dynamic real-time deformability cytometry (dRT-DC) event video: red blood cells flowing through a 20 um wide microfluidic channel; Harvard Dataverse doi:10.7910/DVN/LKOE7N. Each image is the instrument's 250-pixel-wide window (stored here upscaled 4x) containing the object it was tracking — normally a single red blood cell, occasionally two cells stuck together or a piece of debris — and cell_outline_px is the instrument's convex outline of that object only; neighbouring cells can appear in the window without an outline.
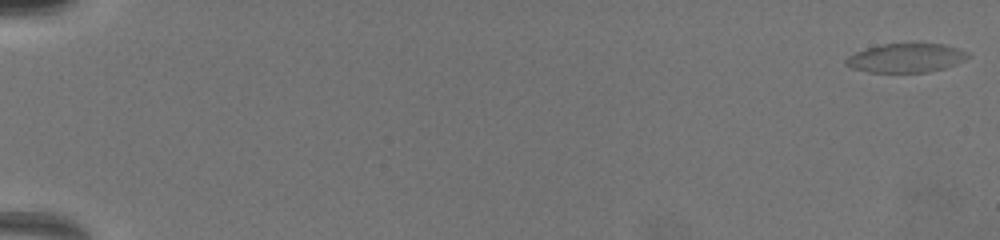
{"species": "common noctule bat (a hibernating species)", "species_latin": "Nyctalus noctula", "temperature_condition": "warm", "stored_images_in_passage": 69, "camera_frame_rate_fps": 3000, "um_per_image_px": 0.085, "animal": {"sex": "female", "body_mass_g": 19.5, "forearm_length_mm": 54.1}, "frame": {"image": 1, "passage_image": 1, "time_ms": 0.0, "image_size_px": [1000, 240], "cell_outline_px": [[968, 56], [964, 60], [956, 64], [944, 68], [928, 72], [868, 72], [852, 68], [844, 64], [844, 60], [848, 56], [856, 52], [868, 48], [884, 44], [940, 44], [956, 48], [968, 52]], "centroid_in_image_um": [76.98, 4.94], "position_along_channel_um": 8.0, "area_um2": 20.29}}
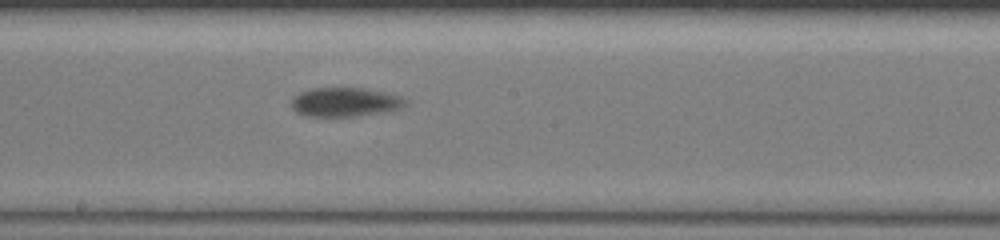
{"frame": {"image": 2, "passage_image": 38, "time_ms": 10.667, "image_size_px": [1000, 240], "cell_outline_px": [[404, 104], [396, 108], [376, 112], [352, 116], [304, 116], [296, 112], [292, 108], [292, 100], [300, 92], [316, 88], [360, 88], [396, 96], [404, 100]], "centroid_in_image_um": [29.16, 8.68], "position_along_channel_um": 219.0, "area_um2": 18.26}}
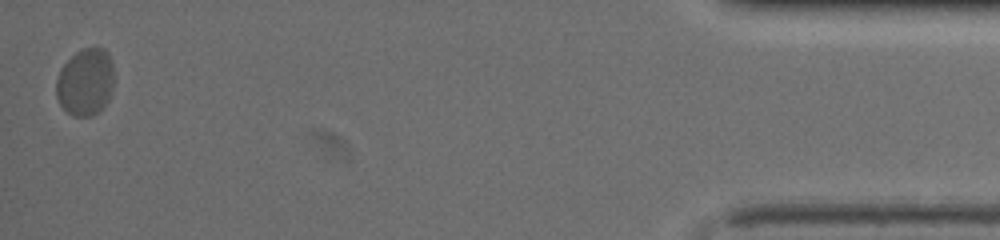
{"frame": {"image": 3, "passage_image": 69, "time_ms": 18.0, "image_size_px": [1000, 240], "cell_outline_px": [[112, 88], [108, 100], [92, 116], [76, 116], [68, 112], [60, 104], [56, 96], [56, 80], [64, 64], [76, 52], [84, 48], [104, 48], [108, 52], [112, 64]], "centroid_in_image_um": [7.25, 6.96], "position_along_channel_um": 428.0, "area_um2": 22.2}, "authors_computed_cell_mechanics": {"area_um2": 19.7098, "velocity_mm_per_s": 3.9322, "shape_relaxation_time_tau1_ms": 8.7973, "shape_relaxation_time_tau2_ms": null, "deformation_change_tau1": 0.2865, "deformation_change_tau2": null}}